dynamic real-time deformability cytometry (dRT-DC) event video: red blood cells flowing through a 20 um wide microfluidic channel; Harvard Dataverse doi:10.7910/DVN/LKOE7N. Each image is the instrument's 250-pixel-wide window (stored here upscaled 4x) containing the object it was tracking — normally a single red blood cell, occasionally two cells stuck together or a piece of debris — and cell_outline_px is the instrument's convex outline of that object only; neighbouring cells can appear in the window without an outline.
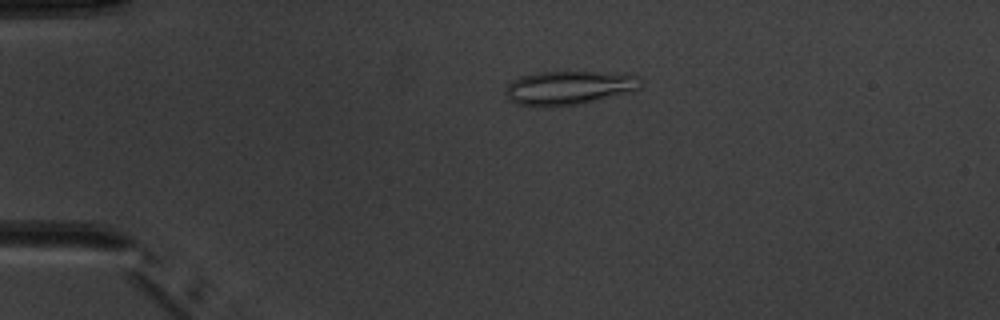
{"species": "common noctule bat (a hibernating species)", "species_latin": "Nyctalus noctula", "temperature_condition": "warm", "stored_images_in_passage": 2, "camera_frame_rate_fps": 3000, "um_per_image_px": 0.085, "animal": {"sex": "male", "body_mass_g": 20.1, "forearm_length_mm": 53.5}, "frame": {"image": 1, "passage_image": 1, "time_ms": 0.0, "image_size_px": [1000, 320], "cell_outline_px": [[640, 88], [632, 92], [576, 104], [516, 104], [504, 92], [508, 84], [520, 76], [536, 72], [628, 72], [640, 76]], "centroid_in_image_um": [48.46, 7.4], "position_along_channel_um": 36.5, "area_um2": 26.13}}